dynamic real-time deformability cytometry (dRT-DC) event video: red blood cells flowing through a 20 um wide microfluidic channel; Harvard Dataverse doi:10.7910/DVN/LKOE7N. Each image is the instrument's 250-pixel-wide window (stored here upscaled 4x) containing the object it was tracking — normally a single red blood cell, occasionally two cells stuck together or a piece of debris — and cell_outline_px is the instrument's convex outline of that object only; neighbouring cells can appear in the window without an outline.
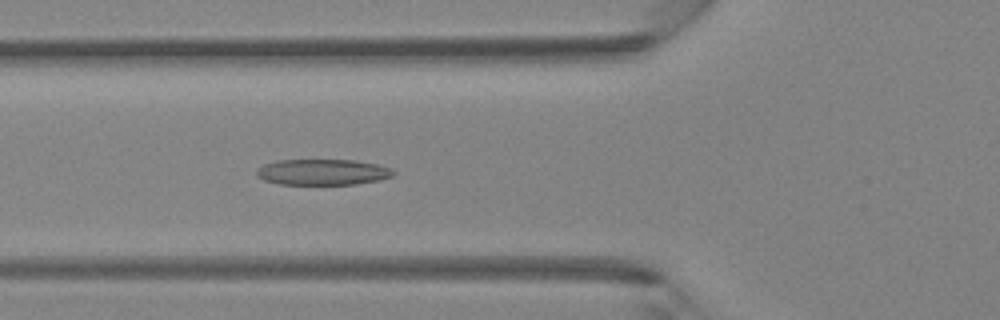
{"species": "Egyptian fruit bat (a non-hibernating species)", "species_latin": "Rousettus aegyptiacus", "temperature_condition": "room temperature", "stored_images_in_passage": 43, "camera_frame_rate_fps": 3000, "um_per_image_px": 0.085, "animal": {"sex": "female"}, "frame": {"image": 1, "passage_image": 16, "time_ms": 5.0, "image_size_px": [1000, 320], "cell_outline_px": [[396, 172], [392, 176], [380, 180], [356, 184], [280, 184], [264, 180], [256, 176], [256, 168], [264, 164], [276, 160], [356, 160], [376, 164], [392, 168]], "centroid_in_image_um": [27.42, 14.62], "position_along_channel_um": 98.4, "area_um2": 20.75}}
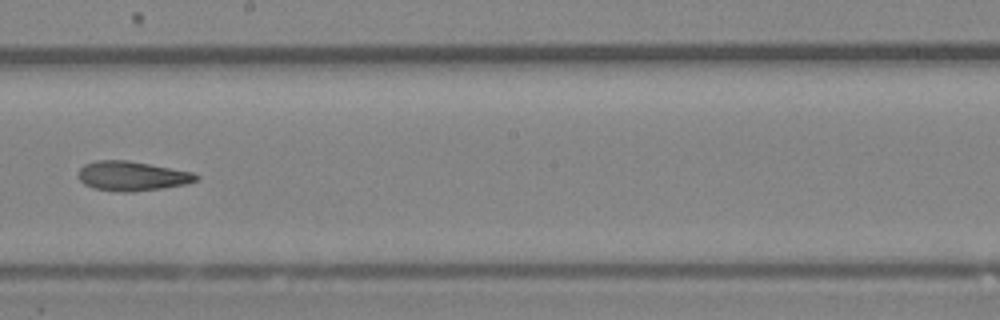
{"frame": {"image": 2, "passage_image": 25, "time_ms": 8.0, "image_size_px": [1000, 320], "cell_outline_px": [[200, 176], [196, 180], [184, 184], [160, 188], [132, 192], [124, 192], [92, 188], [84, 184], [76, 176], [80, 168], [84, 164], [96, 160], [128, 160], [192, 172]], "centroid_in_image_um": [11.16, 14.95], "position_along_channel_um": 237.0, "area_um2": 20.17}}
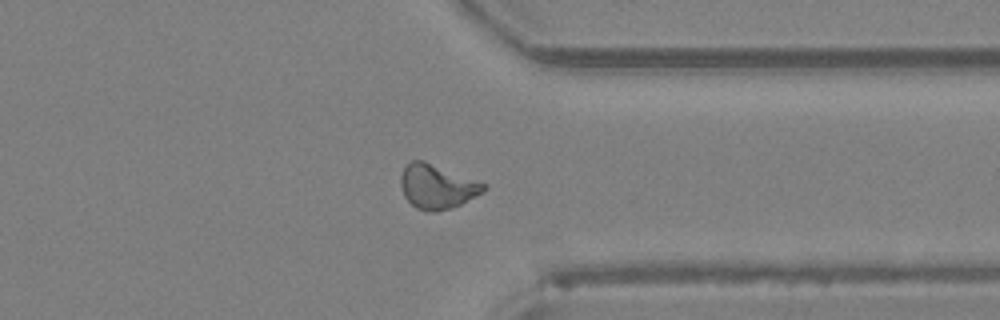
{"frame": {"image": 3, "passage_image": 34, "time_ms": 11.0, "image_size_px": [1000, 320], "cell_outline_px": [[488, 188], [484, 192], [460, 204], [436, 212], [428, 212], [416, 208], [404, 196], [400, 184], [400, 176], [404, 168], [412, 160], [424, 160], [488, 184]], "centroid_in_image_um": [37.17, 15.85], "position_along_channel_um": 374.2, "area_um2": 21.5}}